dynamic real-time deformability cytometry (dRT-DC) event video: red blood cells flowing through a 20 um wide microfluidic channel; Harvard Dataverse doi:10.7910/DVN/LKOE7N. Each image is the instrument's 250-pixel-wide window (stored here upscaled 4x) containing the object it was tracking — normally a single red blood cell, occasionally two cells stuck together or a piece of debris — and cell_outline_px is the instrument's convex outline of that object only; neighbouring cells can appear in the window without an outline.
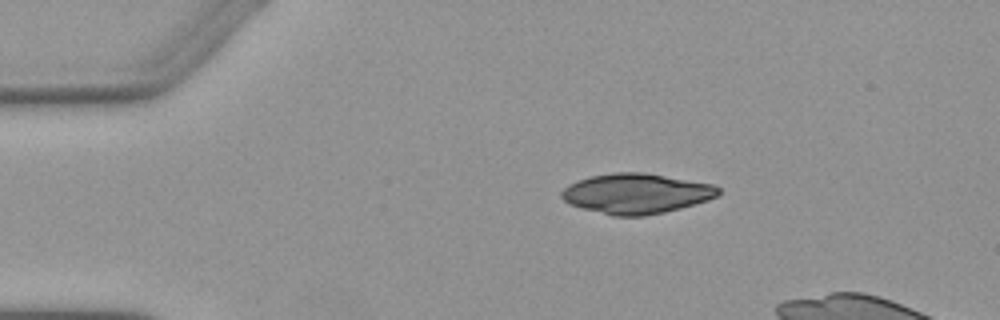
{"species": "Egyptian fruit bat (a non-hibernating species)", "species_latin": "Rousettus aegyptiacus", "temperature_condition": "warm", "stored_images_in_passage": 2, "camera_frame_rate_fps": 3000, "um_per_image_px": 0.085, "animal": {"sex": "female"}, "frame": {"image": 1, "passage_image": 1, "time_ms": 0.0, "image_size_px": [1000, 320], "cell_outline_px": [[720, 192], [716, 196], [708, 200], [680, 208], [664, 212], [644, 216], [612, 216], [584, 208], [572, 204], [564, 200], [560, 196], [560, 192], [568, 184], [592, 176], [616, 172], [644, 172], [712, 184], [720, 188]], "centroid_in_image_um": [54.09, 16.45], "position_along_channel_um": 30.9, "area_um2": 36.36}}